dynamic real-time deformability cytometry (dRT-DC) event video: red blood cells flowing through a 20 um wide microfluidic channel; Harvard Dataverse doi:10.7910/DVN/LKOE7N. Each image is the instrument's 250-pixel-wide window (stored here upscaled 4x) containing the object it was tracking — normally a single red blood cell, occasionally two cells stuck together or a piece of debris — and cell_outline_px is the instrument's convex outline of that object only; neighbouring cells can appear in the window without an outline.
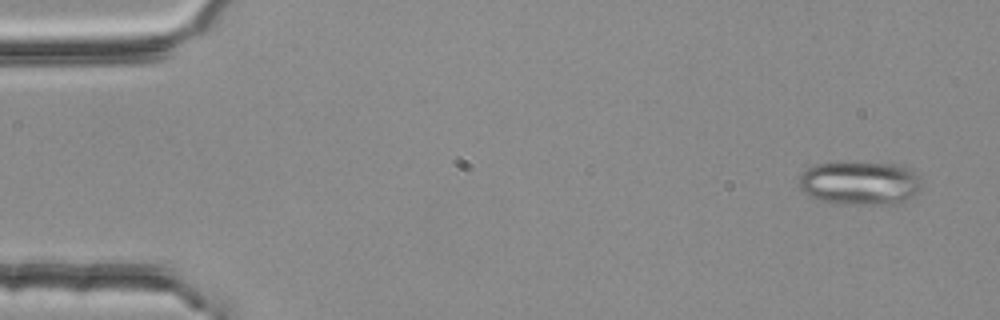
{"species": "common noctule bat (a hibernating species)", "species_latin": "Nyctalus noctula", "temperature_condition": "room temperature", "stored_images_in_passage": 3, "camera_frame_rate_fps": 3000, "um_per_image_px": 0.085, "animal": {"sex": "female", "body_mass_g": 25.1}, "frame": {"image": 1, "passage_image": 1, "time_ms": 0.0, "image_size_px": [1000, 320], "cell_outline_px": [[920, 192], [904, 204], [832, 204], [820, 200], [804, 192], [800, 188], [800, 176], [808, 168], [816, 164], [904, 164], [920, 176]], "centroid_in_image_um": [73.19, 15.6], "position_along_channel_um": 11.8, "area_um2": 31.21}}